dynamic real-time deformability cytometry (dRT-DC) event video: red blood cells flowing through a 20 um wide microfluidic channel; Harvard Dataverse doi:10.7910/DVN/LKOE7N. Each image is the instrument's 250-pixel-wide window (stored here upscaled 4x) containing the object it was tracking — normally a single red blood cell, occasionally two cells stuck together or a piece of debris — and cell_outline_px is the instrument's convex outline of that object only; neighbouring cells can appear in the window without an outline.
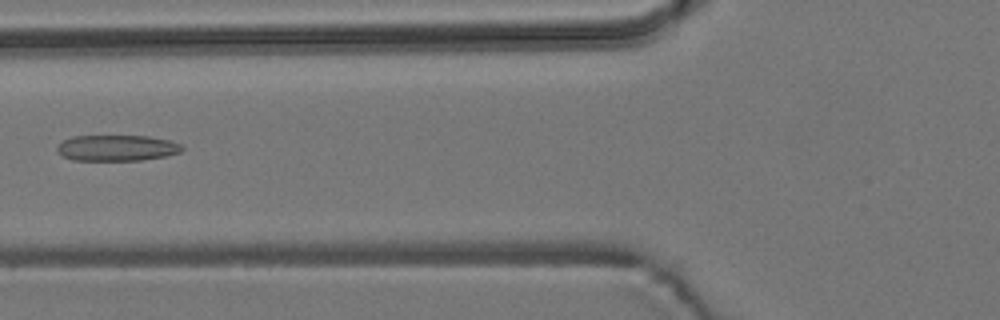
{"species": "common noctule bat (a hibernating species)", "species_latin": "Nyctalus noctula", "temperature_condition": "room temperature", "stored_images_in_passage": 6, "camera_frame_rate_fps": 3000, "um_per_image_px": 0.085, "animal": {"sex": "male", "body_mass_g": 19.2, "forearm_length_mm": 51.8}, "frame": {"image": 1, "passage_image": 5, "time_ms": 5.667, "image_size_px": [1000, 320], "cell_outline_px": [[184, 148], [180, 152], [164, 156], [140, 160], [72, 160], [56, 152], [56, 148], [64, 140], [72, 136], [148, 136], [168, 140], [180, 144]], "centroid_in_image_um": [9.91, 12.57], "position_along_channel_um": 115.9, "area_um2": 18.73}}
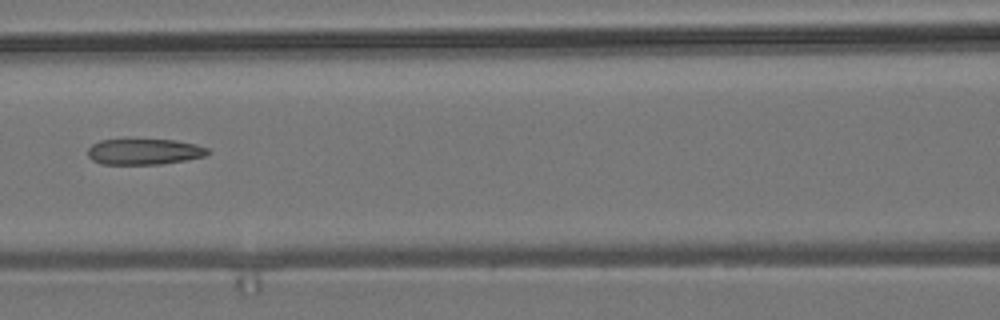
{"frame": {"image": 2, "passage_image": 6, "time_ms": 6.667, "image_size_px": [1000, 320], "cell_outline_px": [[212, 152], [204, 156], [188, 160], [160, 164], [104, 164], [92, 160], [88, 156], [88, 148], [92, 144], [100, 140], [124, 136], [176, 140], [196, 144], [208, 148]], "centroid_in_image_um": [12.24, 12.83], "position_along_channel_um": 154.4, "area_um2": 19.19}}